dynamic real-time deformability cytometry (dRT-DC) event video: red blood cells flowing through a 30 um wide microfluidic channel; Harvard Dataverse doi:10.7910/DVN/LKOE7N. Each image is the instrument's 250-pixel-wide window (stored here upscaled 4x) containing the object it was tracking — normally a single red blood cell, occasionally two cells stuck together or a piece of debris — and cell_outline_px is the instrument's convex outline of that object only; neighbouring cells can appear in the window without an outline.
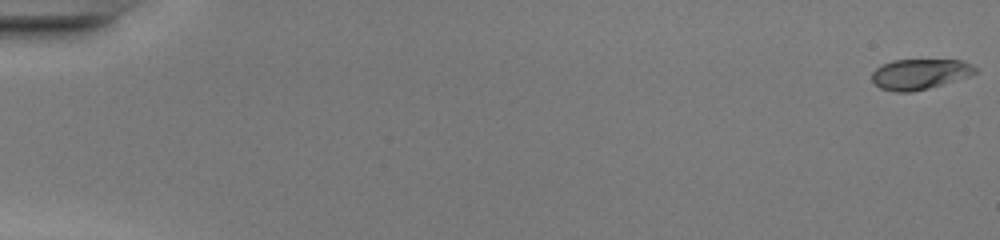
{"species": "common noctule bat (a hibernating species)", "species_latin": "Nyctalus noctula", "temperature_condition": "warm", "stored_images_in_passage": 49, "camera_frame_rate_fps": 3000, "um_per_image_px": 0.085, "animal": {"sex": "female", "body_mass_g": 20.0, "forearm_length_mm": 54.0}, "frame": {"image": 1, "passage_image": 1, "time_ms": 0.0, "image_size_px": [1000, 240], "cell_outline_px": [[980, 72], [968, 76], [928, 88], [912, 92], [896, 92], [880, 88], [872, 80], [872, 72], [876, 68], [892, 60], [964, 60], [972, 64]], "centroid_in_image_um": [78.2, 6.29], "position_along_channel_um": 6.8, "area_um2": 18.26}}
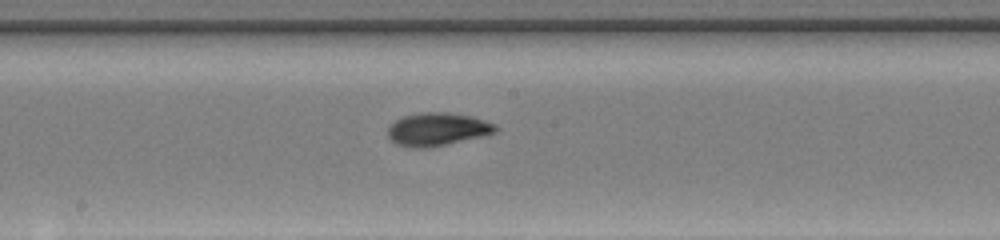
{"frame": {"image": 2, "passage_image": 28, "time_ms": 9.0, "image_size_px": [1000, 240], "cell_outline_px": [[500, 128], [496, 132], [488, 136], [428, 148], [408, 148], [396, 144], [388, 136], [388, 128], [396, 120], [404, 116], [424, 112], [444, 112], [472, 116], [496, 124]], "centroid_in_image_um": [37.24, 11.01], "position_along_channel_um": 211.0, "area_um2": 21.04}}
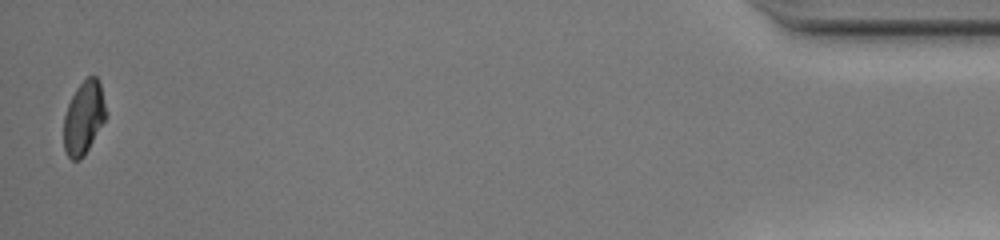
{"frame": {"image": 3, "passage_image": 49, "time_ms": 16.0, "image_size_px": [1000, 240], "cell_outline_px": [[108, 112], [104, 120], [84, 156], [80, 160], [72, 160], [68, 156], [64, 148], [64, 116], [68, 104], [76, 88], [88, 76], [96, 76], [100, 84]], "centroid_in_image_um": [7.12, 10.0], "position_along_channel_um": 428.1, "area_um2": 17.86}, "authors_computed_cell_mechanics": {"area_um2": 19.074, "velocity_mm_per_s": 4.295, "shape_relaxation_time_tau1_ms": 2.3268, "shape_relaxation_time_tau2_ms": 1.2738, "deformation_change_tau1": 0.1788, "deformation_change_tau2": 0.0489}}